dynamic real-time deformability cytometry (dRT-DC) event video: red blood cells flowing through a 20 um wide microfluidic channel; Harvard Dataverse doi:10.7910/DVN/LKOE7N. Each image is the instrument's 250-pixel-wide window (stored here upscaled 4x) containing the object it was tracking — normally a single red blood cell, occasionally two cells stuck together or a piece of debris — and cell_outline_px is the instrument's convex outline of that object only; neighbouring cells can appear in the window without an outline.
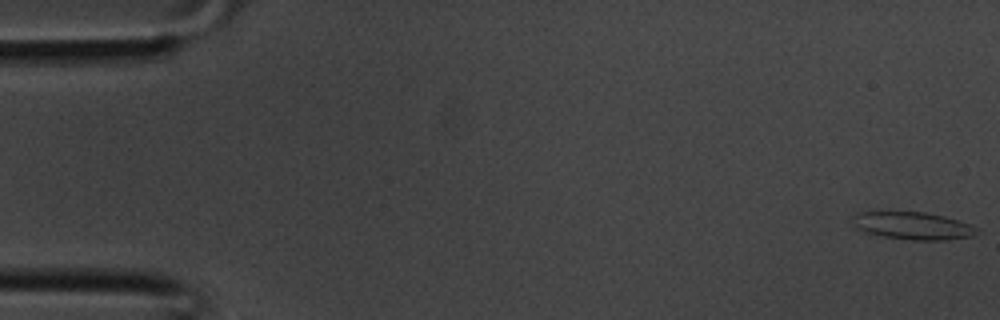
{"species": "common noctule bat (a hibernating species)", "species_latin": "Nyctalus noctula", "temperature_condition": "room temperature", "stored_images_in_passage": 38, "camera_frame_rate_fps": 3000, "um_per_image_px": 0.085, "animal": {"sex": "male", "body_mass_g": 20.1, "forearm_length_mm": 53.5}, "frame": {"image": 1, "passage_image": 1, "time_ms": 0.0, "image_size_px": [1000, 320], "cell_outline_px": [[980, 232], [972, 236], [944, 240], [912, 240], [880, 236], [856, 228], [852, 216], [860, 212], [876, 208], [888, 208], [924, 212], [944, 216], [968, 224], [976, 228]], "centroid_in_image_um": [77.48, 19.12], "position_along_channel_um": 7.5, "area_um2": 20.75}}
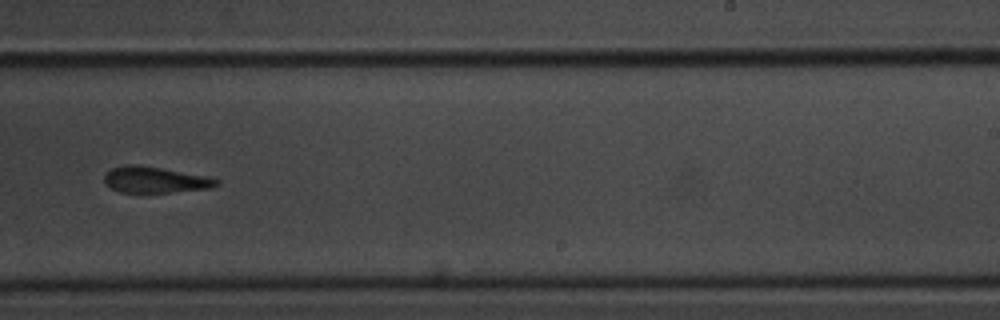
{"frame": {"image": 2, "passage_image": 23, "time_ms": 7.333, "image_size_px": [1000, 320], "cell_outline_px": [[220, 184], [212, 188], [172, 192], [120, 192], [104, 184], [104, 176], [112, 168], [124, 164], [136, 164], [212, 176], [220, 180]], "centroid_in_image_um": [13.24, 15.27], "position_along_channel_um": 275.8, "area_um2": 17.34}}
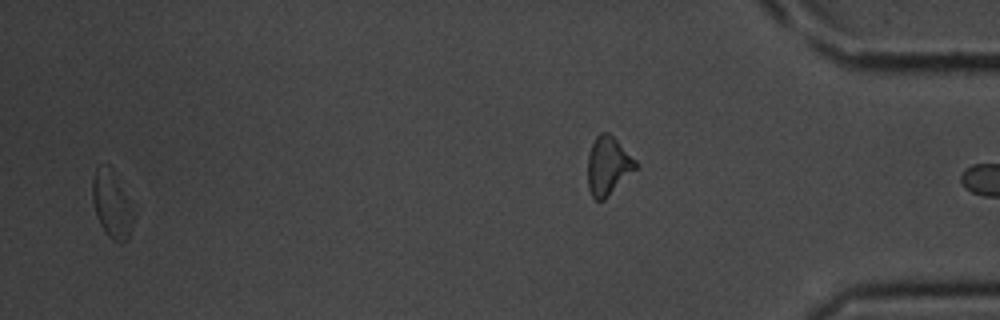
{"frame": {"image": 3, "passage_image": 36, "time_ms": 11.667, "image_size_px": [1000, 320], "cell_outline_px": [[132, 216], [128, 240], [124, 244], [120, 244], [112, 240], [108, 236], [100, 224], [92, 200], [92, 180], [96, 168], [108, 164], [112, 168], [124, 196]], "centroid_in_image_um": [9.43, 17.41], "position_along_channel_um": 425.8, "area_um2": 15.14}}